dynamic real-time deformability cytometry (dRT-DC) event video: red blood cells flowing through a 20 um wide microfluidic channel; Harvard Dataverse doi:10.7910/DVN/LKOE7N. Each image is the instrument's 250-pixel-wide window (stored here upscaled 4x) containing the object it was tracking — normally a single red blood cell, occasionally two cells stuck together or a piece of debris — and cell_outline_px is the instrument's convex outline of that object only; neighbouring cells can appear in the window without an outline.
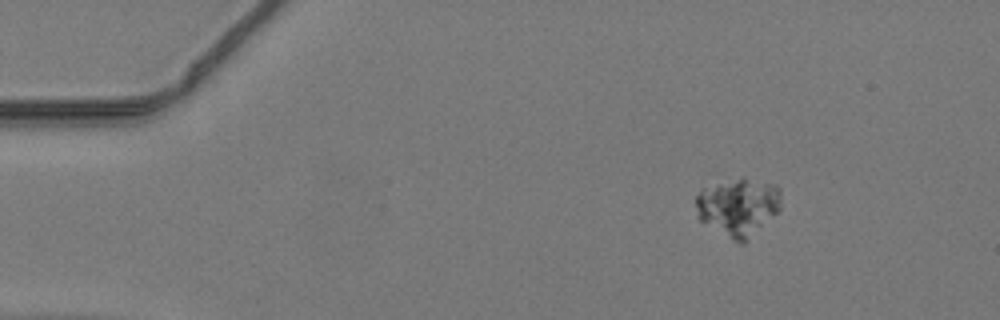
{"species": "common noctule bat (a hibernating species)", "species_latin": "Nyctalus noctula", "temperature_condition": "warm", "stored_images_in_passage": 49, "camera_frame_rate_fps": 3000, "um_per_image_px": 0.085, "animal": {"sex": "male", "body_mass_g": 19.2, "forearm_length_mm": 51.8}, "frame": {"image": 1, "passage_image": 8, "time_ms": 2.333, "image_size_px": [1000, 320], "cell_outline_px": [[780, 208], [744, 244], [740, 244], [732, 240], [700, 220], [696, 208], [696, 196], [700, 188], [740, 176], [744, 176], [776, 184], [780, 188]], "centroid_in_image_um": [62.74, 17.54], "position_along_channel_um": 22.3, "area_um2": 28.96}}
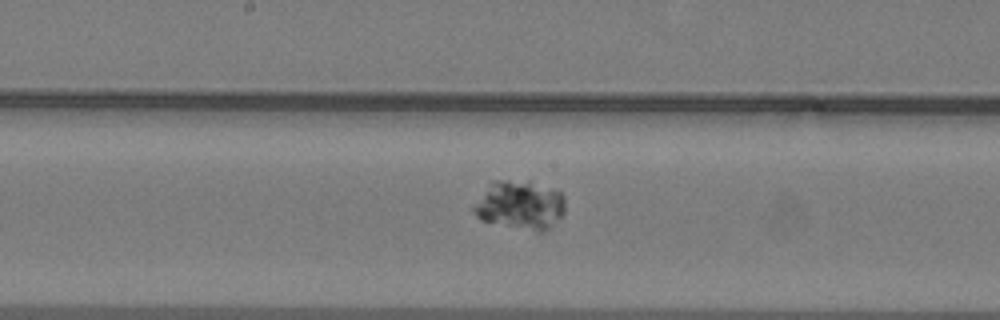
{"frame": {"image": 2, "passage_image": 27, "time_ms": 8.667, "image_size_px": [1000, 320], "cell_outline_px": [[564, 212], [544, 232], [540, 232], [480, 220], [476, 216], [472, 208], [472, 204], [492, 180], [532, 180], [552, 188], [560, 192], [564, 196]], "centroid_in_image_um": [44.17, 17.39], "position_along_channel_um": 204.0, "area_um2": 26.24}}
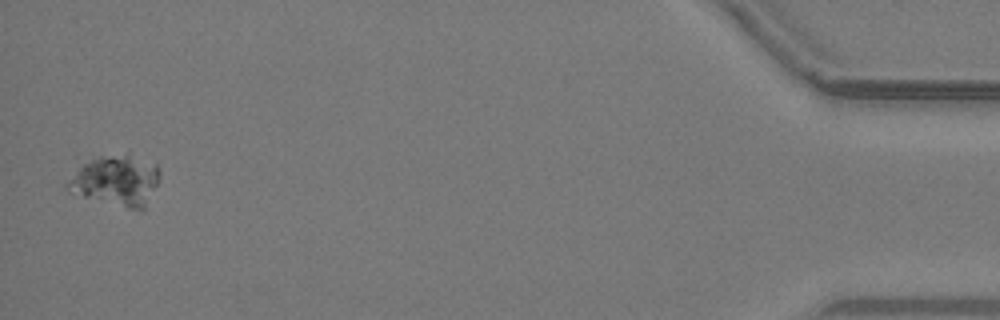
{"frame": {"image": 3, "passage_image": 49, "time_ms": 16.0, "image_size_px": [1000, 320], "cell_outline_px": [[160, 172], [156, 184], [144, 208], [128, 208], [68, 192], [64, 188], [64, 184], [84, 164], [100, 156], [128, 152], [156, 164], [160, 168]], "centroid_in_image_um": [9.87, 15.3], "position_along_channel_um": 425.3, "area_um2": 26.82}}